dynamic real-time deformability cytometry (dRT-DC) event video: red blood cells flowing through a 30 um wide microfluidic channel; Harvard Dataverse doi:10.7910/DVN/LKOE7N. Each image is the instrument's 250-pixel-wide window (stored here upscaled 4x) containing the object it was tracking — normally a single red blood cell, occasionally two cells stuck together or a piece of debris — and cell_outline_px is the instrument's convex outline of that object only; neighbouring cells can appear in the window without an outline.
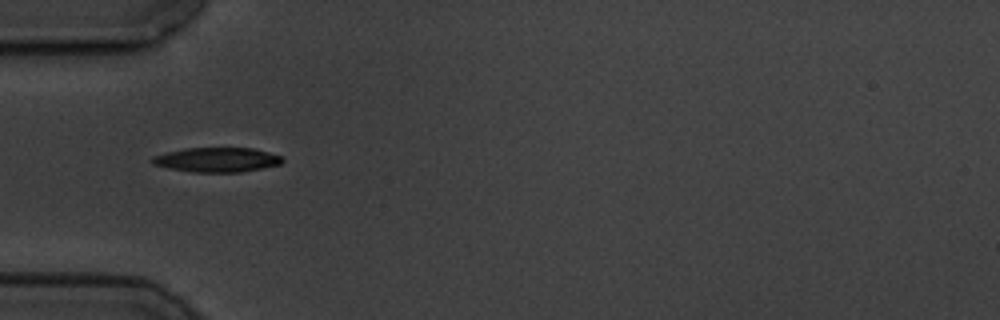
{"species": "common noctule bat (a hibernating species)", "species_latin": "Nyctalus noctula", "temperature_condition": "cold", "stored_images_in_passage": 11, "camera_frame_rate_fps": 3000, "um_per_image_px": 0.085, "animal": {"sex": "male", "body_mass_g": 19.5, "forearm_length_mm": 54.6}, "frame": {"image": 1, "passage_image": 1, "time_ms": 0.0, "image_size_px": [1000, 320], "cell_outline_px": [[284, 160], [280, 164], [240, 172], [192, 172], [168, 168], [152, 164], [148, 160], [152, 156], [184, 148], [252, 148], [268, 152], [280, 156]], "centroid_in_image_um": [18.37, 13.58], "position_along_channel_um": 66.6, "area_um2": 18.55}}
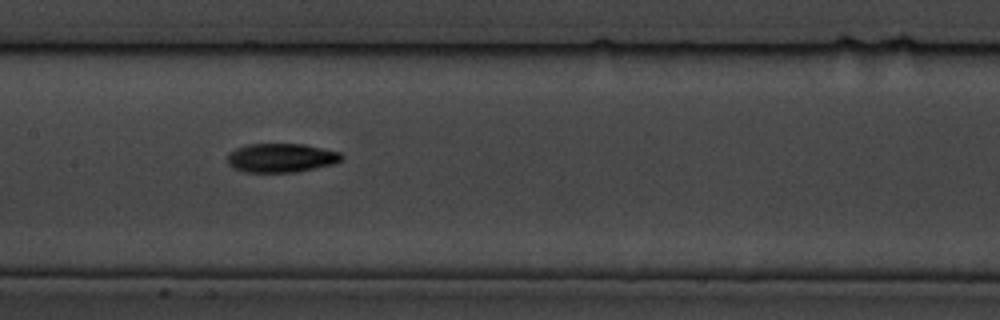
{"frame": {"image": 2, "passage_image": 4, "time_ms": 3.333, "image_size_px": [1000, 320], "cell_outline_px": [[344, 156], [336, 164], [296, 172], [244, 172], [232, 168], [228, 164], [228, 152], [236, 148], [248, 144], [304, 144], [340, 152]], "centroid_in_image_um": [23.9, 13.42], "position_along_channel_um": 183.5, "area_um2": 19.42}}
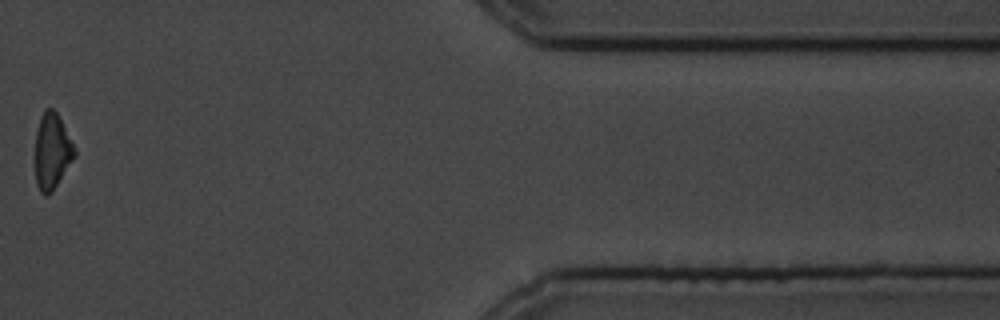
{"frame": {"image": 3, "passage_image": 10, "time_ms": 11.0, "image_size_px": [1000, 320], "cell_outline_px": [[76, 156], [56, 184], [44, 196], [40, 192], [36, 184], [36, 128], [40, 116], [44, 108], [52, 108], [56, 112], [76, 148]], "centroid_in_image_um": [4.42, 12.8], "position_along_channel_um": 407.0, "area_um2": 17.11}, "authors_computed_cell_mechanics": {"area_um2": 18.496, "velocity_mm_per_s": 3.5362, "shape_relaxation_time_tau1_ms": 3.1368, "shape_relaxation_time_tau2_ms": null, "deformation_change_tau1": 0.1228, "deformation_change_tau2": null}}